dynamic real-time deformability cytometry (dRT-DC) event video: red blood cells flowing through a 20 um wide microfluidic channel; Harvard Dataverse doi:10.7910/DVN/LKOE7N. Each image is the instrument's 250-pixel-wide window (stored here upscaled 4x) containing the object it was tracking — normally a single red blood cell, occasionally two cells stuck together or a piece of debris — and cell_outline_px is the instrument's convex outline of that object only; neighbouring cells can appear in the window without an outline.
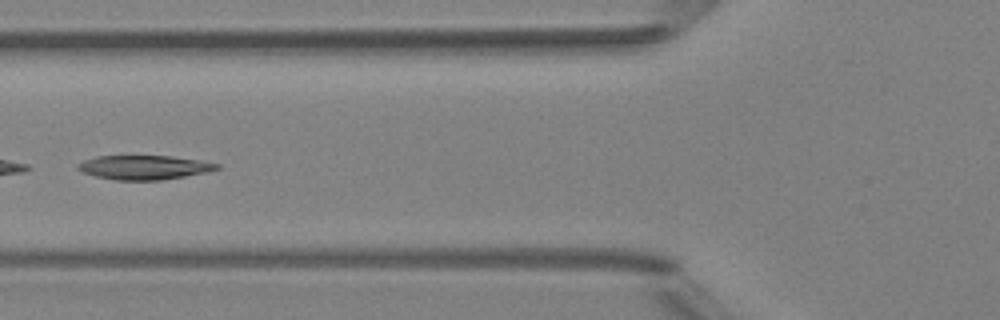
{"species": "Egyptian fruit bat (a non-hibernating species)", "species_latin": "Rousettus aegyptiacus", "temperature_condition": "room temperature", "stored_images_in_passage": 6, "camera_frame_rate_fps": 3000, "um_per_image_px": 0.085, "animal": {"sex": "female"}, "frame": {"image": 1, "passage_image": 6, "time_ms": 5.667, "image_size_px": [1000, 320], "cell_outline_px": [[220, 168], [204, 172], [184, 176], [160, 180], [116, 180], [96, 176], [84, 172], [76, 168], [76, 164], [84, 160], [96, 156], [172, 156], [220, 164]], "centroid_in_image_um": [12.2, 14.22], "position_along_channel_um": 113.6, "area_um2": 19.31}}